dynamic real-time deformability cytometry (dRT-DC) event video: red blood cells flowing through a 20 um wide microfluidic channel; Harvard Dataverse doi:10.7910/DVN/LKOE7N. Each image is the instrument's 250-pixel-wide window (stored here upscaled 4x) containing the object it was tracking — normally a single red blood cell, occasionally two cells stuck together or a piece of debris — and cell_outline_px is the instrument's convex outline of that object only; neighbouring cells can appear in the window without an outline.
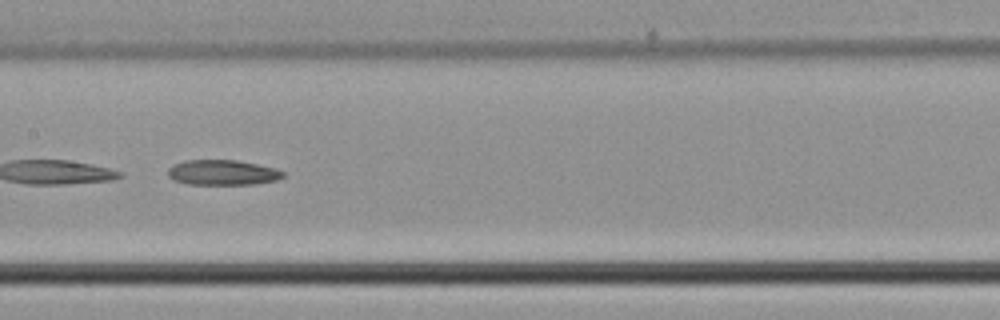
{"species": "common noctule bat (a hibernating species)", "species_latin": "Nyctalus noctula", "temperature_condition": "cold", "stored_images_in_passage": 42, "camera_frame_rate_fps": 3000, "um_per_image_px": 0.085, "animal": {"sex": "male", "body_mass_g": 21.5, "forearm_length_mm": 52.0}, "frame": {"image": 1, "passage_image": 22, "time_ms": 7.0, "image_size_px": [1000, 320], "cell_outline_px": [[284, 176], [276, 180], [252, 184], [188, 184], [176, 180], [168, 176], [168, 168], [172, 164], [184, 160], [236, 160], [276, 168], [284, 172]], "centroid_in_image_um": [18.9, 14.65], "position_along_channel_um": 188.5, "area_um2": 16.82}}
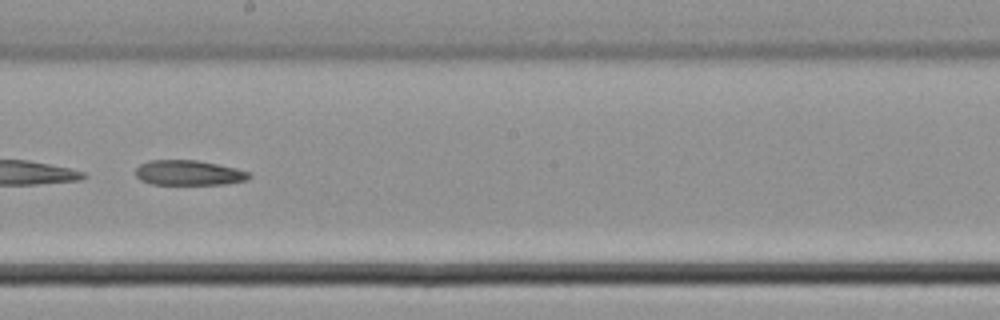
{"frame": {"image": 2, "passage_image": 25, "time_ms": 8.0, "image_size_px": [1000, 320], "cell_outline_px": [[252, 176], [244, 180], [224, 184], [152, 184], [140, 180], [136, 176], [136, 168], [140, 164], [148, 160], [196, 160], [236, 168], [248, 172]], "centroid_in_image_um": [16.0, 14.68], "position_along_channel_um": 232.2, "area_um2": 16.42}}